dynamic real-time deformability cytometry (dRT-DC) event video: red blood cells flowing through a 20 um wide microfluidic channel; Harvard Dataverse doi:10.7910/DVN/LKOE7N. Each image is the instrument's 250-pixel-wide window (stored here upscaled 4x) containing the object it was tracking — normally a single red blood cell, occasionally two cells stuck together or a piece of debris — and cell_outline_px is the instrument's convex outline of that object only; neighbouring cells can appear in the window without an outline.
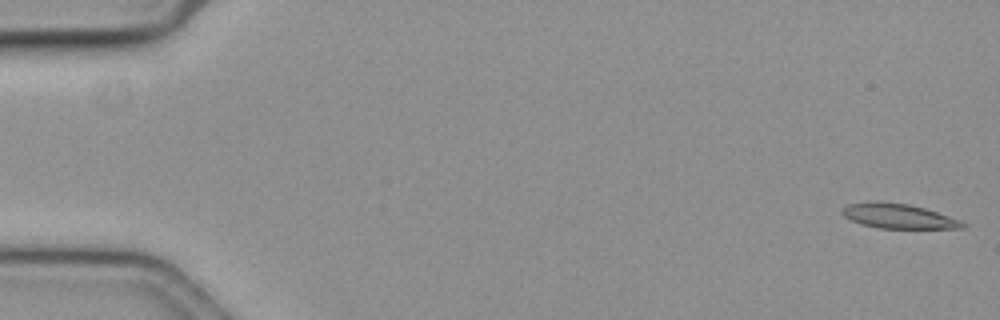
{"species": "common noctule bat (a hibernating species)", "species_latin": "Nyctalus noctula", "temperature_condition": "cold", "stored_images_in_passage": 13, "camera_frame_rate_fps": 3000, "um_per_image_px": 0.085, "animal": {"sex": "female", "body_mass_g": 19.3, "forearm_length_mm": 54.1}, "frame": {"image": 1, "passage_image": 1, "time_ms": 0.0, "image_size_px": [1000, 320], "cell_outline_px": [[968, 224], [964, 228], [876, 228], [860, 224], [844, 216], [840, 212], [848, 204], [908, 204], [924, 208], [948, 216]], "centroid_in_image_um": [76.41, 18.42], "position_along_channel_um": 8.6, "area_um2": 16.42}}